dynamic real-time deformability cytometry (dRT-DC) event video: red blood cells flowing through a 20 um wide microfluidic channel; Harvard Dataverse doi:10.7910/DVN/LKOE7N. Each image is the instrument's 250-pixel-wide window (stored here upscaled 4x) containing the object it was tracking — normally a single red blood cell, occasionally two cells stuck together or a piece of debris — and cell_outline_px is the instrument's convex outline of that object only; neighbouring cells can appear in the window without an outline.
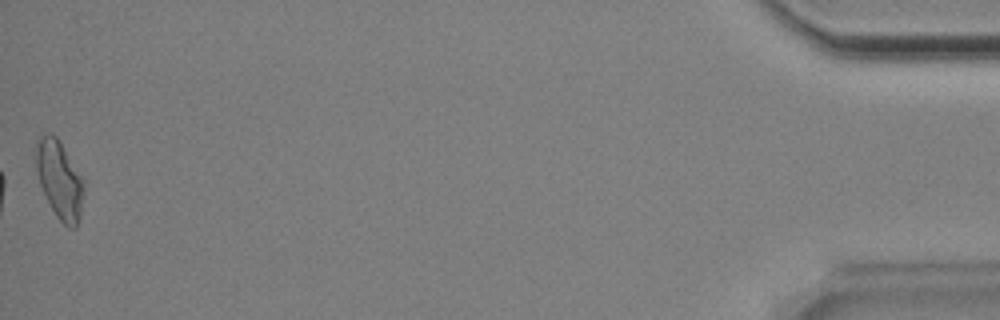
{"species": "Egyptian fruit bat (a non-hibernating species)", "species_latin": "Rousettus aegyptiacus", "temperature_condition": "room temperature", "stored_images_in_passage": 52, "camera_frame_rate_fps": 3000, "um_per_image_px": 0.085, "animal": {"sex": "male"}, "frame": {"image": 1, "passage_image": 52, "time_ms": 17.0, "image_size_px": [1000, 320], "cell_outline_px": [[84, 184], [80, 216], [76, 228], [68, 228], [56, 216], [40, 184], [36, 168], [36, 140], [40, 136], [48, 132], [56, 136], [84, 176]], "centroid_in_image_um": [5.08, 15.24], "position_along_channel_um": 430.1, "area_um2": 21.79}, "authors_computed_cell_mechanics": {"area_um2": 20.8658, "velocity_mm_per_s": 3.8677, "shape_relaxation_time_tau1_ms": null, "shape_relaxation_time_tau2_ms": 2.0484, "deformation_change_tau1": null, "deformation_change_tau2": 0.0985}}